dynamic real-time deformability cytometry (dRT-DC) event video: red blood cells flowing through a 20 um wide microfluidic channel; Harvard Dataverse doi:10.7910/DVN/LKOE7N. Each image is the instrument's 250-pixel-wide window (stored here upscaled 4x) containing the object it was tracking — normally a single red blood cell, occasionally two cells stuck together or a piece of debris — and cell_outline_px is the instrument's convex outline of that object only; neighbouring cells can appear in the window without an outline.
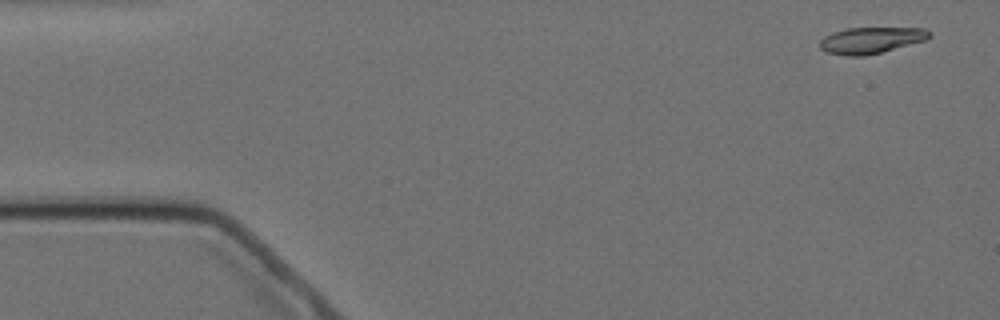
{"species": "Egyptian fruit bat (a non-hibernating species)", "species_latin": "Rousettus aegyptiacus", "temperature_condition": "cold", "stored_images_in_passage": 7, "camera_frame_rate_fps": 3000, "um_per_image_px": 0.085, "animal": {"sex": "female"}, "frame": {"image": 1, "passage_image": 1, "time_ms": 0.0, "image_size_px": [1000, 320], "cell_outline_px": [[932, 36], [924, 40], [880, 52], [864, 56], [848, 56], [828, 52], [820, 48], [820, 40], [824, 36], [832, 32], [848, 28], [924, 28], [932, 32]], "centroid_in_image_um": [74.02, 3.41], "position_along_channel_um": 11.0, "area_um2": 16.59}}
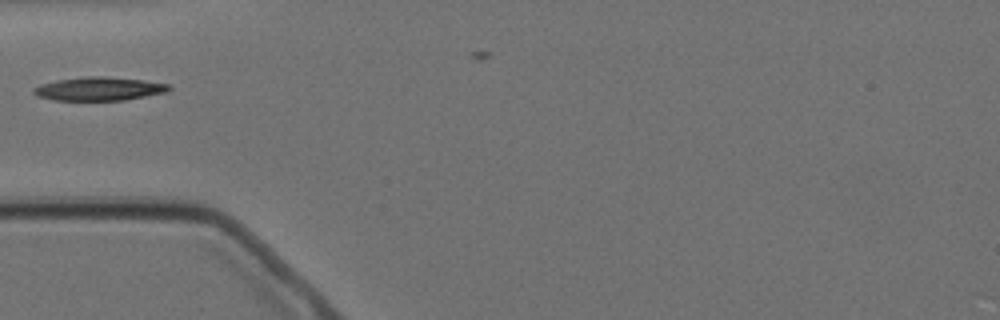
{"frame": {"image": 2, "passage_image": 5, "time_ms": 5.0, "image_size_px": [1000, 320], "cell_outline_px": [[172, 88], [168, 92], [124, 100], [56, 100], [36, 96], [32, 92], [32, 88], [40, 84], [56, 80], [88, 76], [104, 76], [144, 80], [168, 84]], "centroid_in_image_um": [8.41, 7.54], "position_along_channel_um": 76.6, "area_um2": 18.61}}
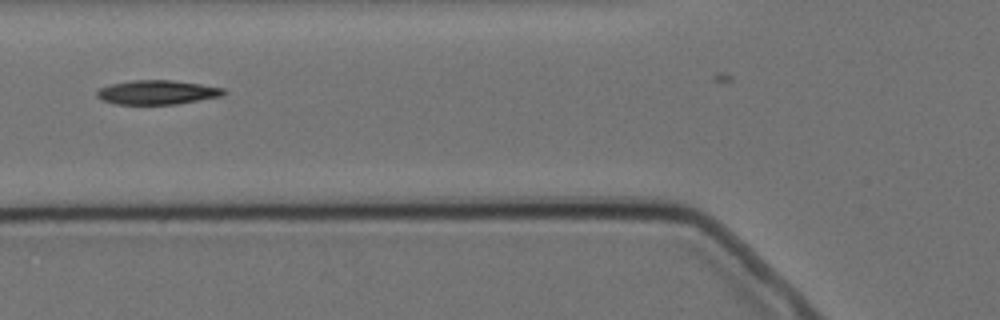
{"frame": {"image": 3, "passage_image": 6, "time_ms": 6.0, "image_size_px": [1000, 320], "cell_outline_px": [[224, 96], [176, 104], [116, 104], [100, 100], [96, 96], [96, 92], [100, 88], [112, 84], [132, 80], [172, 80], [200, 84], [224, 88]], "centroid_in_image_um": [13.35, 7.85], "position_along_channel_um": 112.5, "area_um2": 17.86}}